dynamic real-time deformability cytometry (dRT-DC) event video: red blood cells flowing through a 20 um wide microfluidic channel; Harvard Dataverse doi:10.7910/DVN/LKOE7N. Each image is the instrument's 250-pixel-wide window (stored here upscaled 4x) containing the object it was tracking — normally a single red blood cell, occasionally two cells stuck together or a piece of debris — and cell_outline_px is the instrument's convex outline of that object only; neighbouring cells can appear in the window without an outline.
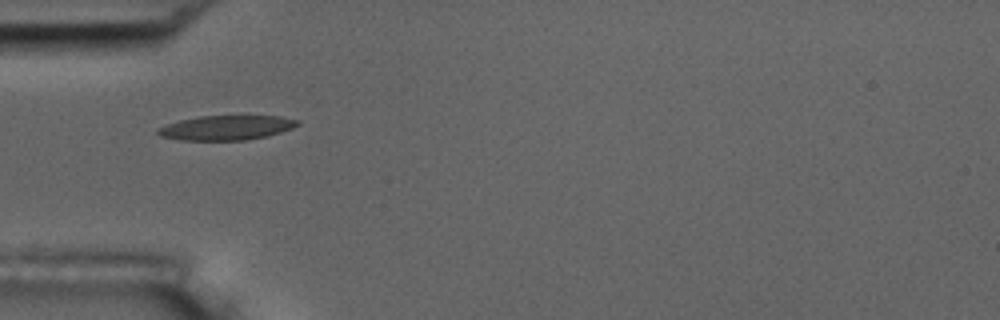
{"species": "common noctule bat (a hibernating species)", "species_latin": "Nyctalus noctula", "temperature_condition": "room temperature", "stored_images_in_passage": 4, "camera_frame_rate_fps": 3000, "um_per_image_px": 0.085, "animal": {"sex": "male", "body_mass_g": 17.5, "forearm_length_mm": 52.3}, "frame": {"image": 1, "passage_image": 1, "time_ms": 0.0, "image_size_px": [1000, 320], "cell_outline_px": [[300, 124], [292, 128], [268, 136], [244, 140], [180, 140], [160, 136], [156, 132], [156, 128], [180, 120], [196, 116], [240, 112], [280, 116], [300, 120]], "centroid_in_image_um": [19.29, 10.79], "position_along_channel_um": 65.7, "area_um2": 21.27}}
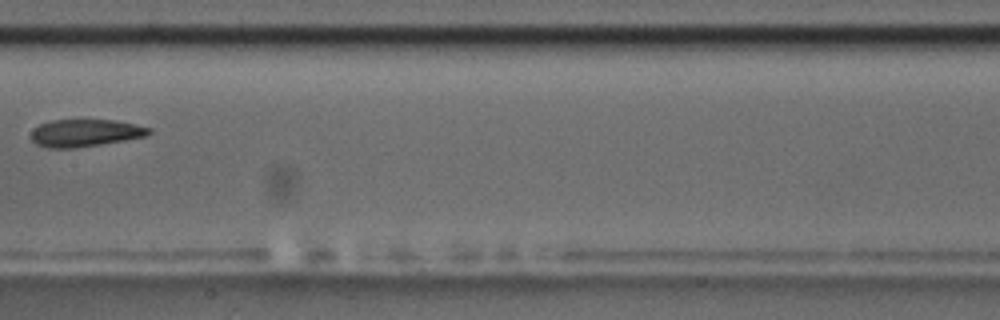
{"frame": {"image": 2, "passage_image": 4, "time_ms": 3.667, "image_size_px": [1000, 320], "cell_outline_px": [[152, 132], [148, 136], [76, 148], [48, 148], [36, 144], [32, 140], [32, 128], [48, 120], [80, 116], [116, 120], [136, 124], [152, 128]], "centroid_in_image_um": [7.24, 11.23], "position_along_channel_um": 200.2, "area_um2": 19.94}}